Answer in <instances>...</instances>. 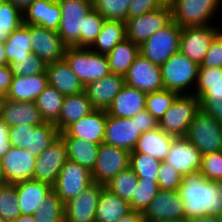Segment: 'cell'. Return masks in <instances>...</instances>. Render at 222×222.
Returning <instances> with one entry per match:
<instances>
[{
  "instance_id": "3",
  "label": "cell",
  "mask_w": 222,
  "mask_h": 222,
  "mask_svg": "<svg viewBox=\"0 0 222 222\" xmlns=\"http://www.w3.org/2000/svg\"><path fill=\"white\" fill-rule=\"evenodd\" d=\"M199 66L180 51L174 53L160 66L164 89L179 95L192 94L197 84Z\"/></svg>"
},
{
  "instance_id": "4",
  "label": "cell",
  "mask_w": 222,
  "mask_h": 222,
  "mask_svg": "<svg viewBox=\"0 0 222 222\" xmlns=\"http://www.w3.org/2000/svg\"><path fill=\"white\" fill-rule=\"evenodd\" d=\"M84 87L109 75L107 56L85 47H67L63 58Z\"/></svg>"
},
{
  "instance_id": "28",
  "label": "cell",
  "mask_w": 222,
  "mask_h": 222,
  "mask_svg": "<svg viewBox=\"0 0 222 222\" xmlns=\"http://www.w3.org/2000/svg\"><path fill=\"white\" fill-rule=\"evenodd\" d=\"M14 185L21 215H34L40 202L53 190L51 185L34 179L18 182Z\"/></svg>"
},
{
  "instance_id": "11",
  "label": "cell",
  "mask_w": 222,
  "mask_h": 222,
  "mask_svg": "<svg viewBox=\"0 0 222 222\" xmlns=\"http://www.w3.org/2000/svg\"><path fill=\"white\" fill-rule=\"evenodd\" d=\"M220 28V29H219ZM221 31L216 25L183 27L180 35V52L200 65L214 37Z\"/></svg>"
},
{
  "instance_id": "19",
  "label": "cell",
  "mask_w": 222,
  "mask_h": 222,
  "mask_svg": "<svg viewBox=\"0 0 222 222\" xmlns=\"http://www.w3.org/2000/svg\"><path fill=\"white\" fill-rule=\"evenodd\" d=\"M136 120L118 118L107 114L103 143L132 152L141 136Z\"/></svg>"
},
{
  "instance_id": "27",
  "label": "cell",
  "mask_w": 222,
  "mask_h": 222,
  "mask_svg": "<svg viewBox=\"0 0 222 222\" xmlns=\"http://www.w3.org/2000/svg\"><path fill=\"white\" fill-rule=\"evenodd\" d=\"M46 73L48 85L54 87L64 96H70L84 91V85L64 59L48 63Z\"/></svg>"
},
{
  "instance_id": "39",
  "label": "cell",
  "mask_w": 222,
  "mask_h": 222,
  "mask_svg": "<svg viewBox=\"0 0 222 222\" xmlns=\"http://www.w3.org/2000/svg\"><path fill=\"white\" fill-rule=\"evenodd\" d=\"M23 11L7 0H0V42L23 25Z\"/></svg>"
},
{
  "instance_id": "33",
  "label": "cell",
  "mask_w": 222,
  "mask_h": 222,
  "mask_svg": "<svg viewBox=\"0 0 222 222\" xmlns=\"http://www.w3.org/2000/svg\"><path fill=\"white\" fill-rule=\"evenodd\" d=\"M67 147V158L92 171L100 144L74 137H62Z\"/></svg>"
},
{
  "instance_id": "60",
  "label": "cell",
  "mask_w": 222,
  "mask_h": 222,
  "mask_svg": "<svg viewBox=\"0 0 222 222\" xmlns=\"http://www.w3.org/2000/svg\"><path fill=\"white\" fill-rule=\"evenodd\" d=\"M184 222H222V217H213V216H202V217H194L187 220H184Z\"/></svg>"
},
{
  "instance_id": "40",
  "label": "cell",
  "mask_w": 222,
  "mask_h": 222,
  "mask_svg": "<svg viewBox=\"0 0 222 222\" xmlns=\"http://www.w3.org/2000/svg\"><path fill=\"white\" fill-rule=\"evenodd\" d=\"M138 186V177L135 172L127 167L112 178L105 187L121 199L130 201Z\"/></svg>"
},
{
  "instance_id": "58",
  "label": "cell",
  "mask_w": 222,
  "mask_h": 222,
  "mask_svg": "<svg viewBox=\"0 0 222 222\" xmlns=\"http://www.w3.org/2000/svg\"><path fill=\"white\" fill-rule=\"evenodd\" d=\"M10 148L9 127L0 118V159L9 152Z\"/></svg>"
},
{
  "instance_id": "56",
  "label": "cell",
  "mask_w": 222,
  "mask_h": 222,
  "mask_svg": "<svg viewBox=\"0 0 222 222\" xmlns=\"http://www.w3.org/2000/svg\"><path fill=\"white\" fill-rule=\"evenodd\" d=\"M192 94H194L198 99L201 96H221L222 83L196 84L195 90Z\"/></svg>"
},
{
  "instance_id": "59",
  "label": "cell",
  "mask_w": 222,
  "mask_h": 222,
  "mask_svg": "<svg viewBox=\"0 0 222 222\" xmlns=\"http://www.w3.org/2000/svg\"><path fill=\"white\" fill-rule=\"evenodd\" d=\"M117 222H146L142 212L131 210Z\"/></svg>"
},
{
  "instance_id": "29",
  "label": "cell",
  "mask_w": 222,
  "mask_h": 222,
  "mask_svg": "<svg viewBox=\"0 0 222 222\" xmlns=\"http://www.w3.org/2000/svg\"><path fill=\"white\" fill-rule=\"evenodd\" d=\"M93 110L95 109L85 91L65 96L59 118L54 122V125L59 132H63L69 125L87 116Z\"/></svg>"
},
{
  "instance_id": "12",
  "label": "cell",
  "mask_w": 222,
  "mask_h": 222,
  "mask_svg": "<svg viewBox=\"0 0 222 222\" xmlns=\"http://www.w3.org/2000/svg\"><path fill=\"white\" fill-rule=\"evenodd\" d=\"M67 160V147L59 135L49 147L36 157L33 179L53 187Z\"/></svg>"
},
{
  "instance_id": "41",
  "label": "cell",
  "mask_w": 222,
  "mask_h": 222,
  "mask_svg": "<svg viewBox=\"0 0 222 222\" xmlns=\"http://www.w3.org/2000/svg\"><path fill=\"white\" fill-rule=\"evenodd\" d=\"M161 162L143 153H130L129 167L135 172L138 178L158 182V172Z\"/></svg>"
},
{
  "instance_id": "51",
  "label": "cell",
  "mask_w": 222,
  "mask_h": 222,
  "mask_svg": "<svg viewBox=\"0 0 222 222\" xmlns=\"http://www.w3.org/2000/svg\"><path fill=\"white\" fill-rule=\"evenodd\" d=\"M200 109L215 121L222 124V95L201 96L199 98Z\"/></svg>"
},
{
  "instance_id": "1",
  "label": "cell",
  "mask_w": 222,
  "mask_h": 222,
  "mask_svg": "<svg viewBox=\"0 0 222 222\" xmlns=\"http://www.w3.org/2000/svg\"><path fill=\"white\" fill-rule=\"evenodd\" d=\"M178 193L184 203V220L222 217V183L206 180L200 173L183 177Z\"/></svg>"
},
{
  "instance_id": "10",
  "label": "cell",
  "mask_w": 222,
  "mask_h": 222,
  "mask_svg": "<svg viewBox=\"0 0 222 222\" xmlns=\"http://www.w3.org/2000/svg\"><path fill=\"white\" fill-rule=\"evenodd\" d=\"M172 22L171 8L162 7L155 11L126 19V36L136 45L144 43L154 32Z\"/></svg>"
},
{
  "instance_id": "26",
  "label": "cell",
  "mask_w": 222,
  "mask_h": 222,
  "mask_svg": "<svg viewBox=\"0 0 222 222\" xmlns=\"http://www.w3.org/2000/svg\"><path fill=\"white\" fill-rule=\"evenodd\" d=\"M47 86V73L32 76L13 75L5 98L18 102L35 101Z\"/></svg>"
},
{
  "instance_id": "42",
  "label": "cell",
  "mask_w": 222,
  "mask_h": 222,
  "mask_svg": "<svg viewBox=\"0 0 222 222\" xmlns=\"http://www.w3.org/2000/svg\"><path fill=\"white\" fill-rule=\"evenodd\" d=\"M158 182H152L151 180L138 178V186L135 189L129 206L131 210L144 212L150 205L153 198L159 192Z\"/></svg>"
},
{
  "instance_id": "63",
  "label": "cell",
  "mask_w": 222,
  "mask_h": 222,
  "mask_svg": "<svg viewBox=\"0 0 222 222\" xmlns=\"http://www.w3.org/2000/svg\"><path fill=\"white\" fill-rule=\"evenodd\" d=\"M13 222H35L33 215H20Z\"/></svg>"
},
{
  "instance_id": "48",
  "label": "cell",
  "mask_w": 222,
  "mask_h": 222,
  "mask_svg": "<svg viewBox=\"0 0 222 222\" xmlns=\"http://www.w3.org/2000/svg\"><path fill=\"white\" fill-rule=\"evenodd\" d=\"M183 176L166 162L162 161L158 172V186L160 190L178 191Z\"/></svg>"
},
{
  "instance_id": "13",
  "label": "cell",
  "mask_w": 222,
  "mask_h": 222,
  "mask_svg": "<svg viewBox=\"0 0 222 222\" xmlns=\"http://www.w3.org/2000/svg\"><path fill=\"white\" fill-rule=\"evenodd\" d=\"M130 152L106 143L100 144L98 157L93 168L94 183L106 185L112 178L129 167Z\"/></svg>"
},
{
  "instance_id": "21",
  "label": "cell",
  "mask_w": 222,
  "mask_h": 222,
  "mask_svg": "<svg viewBox=\"0 0 222 222\" xmlns=\"http://www.w3.org/2000/svg\"><path fill=\"white\" fill-rule=\"evenodd\" d=\"M106 122V110L95 109L87 116L69 125L63 132H60V136L74 137L96 144H102Z\"/></svg>"
},
{
  "instance_id": "20",
  "label": "cell",
  "mask_w": 222,
  "mask_h": 222,
  "mask_svg": "<svg viewBox=\"0 0 222 222\" xmlns=\"http://www.w3.org/2000/svg\"><path fill=\"white\" fill-rule=\"evenodd\" d=\"M0 162L7 184L33 179L36 157L26 149L11 146Z\"/></svg>"
},
{
  "instance_id": "7",
  "label": "cell",
  "mask_w": 222,
  "mask_h": 222,
  "mask_svg": "<svg viewBox=\"0 0 222 222\" xmlns=\"http://www.w3.org/2000/svg\"><path fill=\"white\" fill-rule=\"evenodd\" d=\"M185 137L202 155L222 151V124L201 109L190 123Z\"/></svg>"
},
{
  "instance_id": "61",
  "label": "cell",
  "mask_w": 222,
  "mask_h": 222,
  "mask_svg": "<svg viewBox=\"0 0 222 222\" xmlns=\"http://www.w3.org/2000/svg\"><path fill=\"white\" fill-rule=\"evenodd\" d=\"M18 7L20 10H25L30 4H32L35 0H7Z\"/></svg>"
},
{
  "instance_id": "16",
  "label": "cell",
  "mask_w": 222,
  "mask_h": 222,
  "mask_svg": "<svg viewBox=\"0 0 222 222\" xmlns=\"http://www.w3.org/2000/svg\"><path fill=\"white\" fill-rule=\"evenodd\" d=\"M201 161L202 154L186 137L173 138L164 160L183 177L199 173Z\"/></svg>"
},
{
  "instance_id": "67",
  "label": "cell",
  "mask_w": 222,
  "mask_h": 222,
  "mask_svg": "<svg viewBox=\"0 0 222 222\" xmlns=\"http://www.w3.org/2000/svg\"><path fill=\"white\" fill-rule=\"evenodd\" d=\"M0 222H13V221H9V220H7V219H4V218H1V217H0Z\"/></svg>"
},
{
  "instance_id": "24",
  "label": "cell",
  "mask_w": 222,
  "mask_h": 222,
  "mask_svg": "<svg viewBox=\"0 0 222 222\" xmlns=\"http://www.w3.org/2000/svg\"><path fill=\"white\" fill-rule=\"evenodd\" d=\"M61 9L57 0H35L23 10L24 25H37L57 31Z\"/></svg>"
},
{
  "instance_id": "68",
  "label": "cell",
  "mask_w": 222,
  "mask_h": 222,
  "mask_svg": "<svg viewBox=\"0 0 222 222\" xmlns=\"http://www.w3.org/2000/svg\"><path fill=\"white\" fill-rule=\"evenodd\" d=\"M165 222H174V221H165ZM175 222H183V221H175Z\"/></svg>"
},
{
  "instance_id": "2",
  "label": "cell",
  "mask_w": 222,
  "mask_h": 222,
  "mask_svg": "<svg viewBox=\"0 0 222 222\" xmlns=\"http://www.w3.org/2000/svg\"><path fill=\"white\" fill-rule=\"evenodd\" d=\"M61 22L57 30L67 47H84V20L93 8L92 0H57Z\"/></svg>"
},
{
  "instance_id": "44",
  "label": "cell",
  "mask_w": 222,
  "mask_h": 222,
  "mask_svg": "<svg viewBox=\"0 0 222 222\" xmlns=\"http://www.w3.org/2000/svg\"><path fill=\"white\" fill-rule=\"evenodd\" d=\"M131 0H92L95 9L105 20L126 21Z\"/></svg>"
},
{
  "instance_id": "5",
  "label": "cell",
  "mask_w": 222,
  "mask_h": 222,
  "mask_svg": "<svg viewBox=\"0 0 222 222\" xmlns=\"http://www.w3.org/2000/svg\"><path fill=\"white\" fill-rule=\"evenodd\" d=\"M199 110L200 102L194 94L178 95L159 121V128L173 137H185Z\"/></svg>"
},
{
  "instance_id": "32",
  "label": "cell",
  "mask_w": 222,
  "mask_h": 222,
  "mask_svg": "<svg viewBox=\"0 0 222 222\" xmlns=\"http://www.w3.org/2000/svg\"><path fill=\"white\" fill-rule=\"evenodd\" d=\"M126 38V25L124 21L105 20L96 41L90 49L96 53L107 55L118 43Z\"/></svg>"
},
{
  "instance_id": "30",
  "label": "cell",
  "mask_w": 222,
  "mask_h": 222,
  "mask_svg": "<svg viewBox=\"0 0 222 222\" xmlns=\"http://www.w3.org/2000/svg\"><path fill=\"white\" fill-rule=\"evenodd\" d=\"M173 136L165 133L161 128L141 134L131 153L147 154L160 162L164 161L169 152Z\"/></svg>"
},
{
  "instance_id": "35",
  "label": "cell",
  "mask_w": 222,
  "mask_h": 222,
  "mask_svg": "<svg viewBox=\"0 0 222 222\" xmlns=\"http://www.w3.org/2000/svg\"><path fill=\"white\" fill-rule=\"evenodd\" d=\"M139 54V45L126 38L106 55L110 72L125 76Z\"/></svg>"
},
{
  "instance_id": "45",
  "label": "cell",
  "mask_w": 222,
  "mask_h": 222,
  "mask_svg": "<svg viewBox=\"0 0 222 222\" xmlns=\"http://www.w3.org/2000/svg\"><path fill=\"white\" fill-rule=\"evenodd\" d=\"M21 215L14 184L0 186V217L14 221Z\"/></svg>"
},
{
  "instance_id": "34",
  "label": "cell",
  "mask_w": 222,
  "mask_h": 222,
  "mask_svg": "<svg viewBox=\"0 0 222 222\" xmlns=\"http://www.w3.org/2000/svg\"><path fill=\"white\" fill-rule=\"evenodd\" d=\"M31 44V25L23 24L4 43L7 62H20V59L30 57L33 53Z\"/></svg>"
},
{
  "instance_id": "62",
  "label": "cell",
  "mask_w": 222,
  "mask_h": 222,
  "mask_svg": "<svg viewBox=\"0 0 222 222\" xmlns=\"http://www.w3.org/2000/svg\"><path fill=\"white\" fill-rule=\"evenodd\" d=\"M0 65H9L6 58L5 45L2 42H0Z\"/></svg>"
},
{
  "instance_id": "6",
  "label": "cell",
  "mask_w": 222,
  "mask_h": 222,
  "mask_svg": "<svg viewBox=\"0 0 222 222\" xmlns=\"http://www.w3.org/2000/svg\"><path fill=\"white\" fill-rule=\"evenodd\" d=\"M181 31L182 28L172 21L142 43L139 46V53L152 63L161 66L180 50Z\"/></svg>"
},
{
  "instance_id": "52",
  "label": "cell",
  "mask_w": 222,
  "mask_h": 222,
  "mask_svg": "<svg viewBox=\"0 0 222 222\" xmlns=\"http://www.w3.org/2000/svg\"><path fill=\"white\" fill-rule=\"evenodd\" d=\"M36 126L20 125L9 128V140L11 146L29 149L30 130Z\"/></svg>"
},
{
  "instance_id": "50",
  "label": "cell",
  "mask_w": 222,
  "mask_h": 222,
  "mask_svg": "<svg viewBox=\"0 0 222 222\" xmlns=\"http://www.w3.org/2000/svg\"><path fill=\"white\" fill-rule=\"evenodd\" d=\"M199 67H222V30L212 40Z\"/></svg>"
},
{
  "instance_id": "47",
  "label": "cell",
  "mask_w": 222,
  "mask_h": 222,
  "mask_svg": "<svg viewBox=\"0 0 222 222\" xmlns=\"http://www.w3.org/2000/svg\"><path fill=\"white\" fill-rule=\"evenodd\" d=\"M47 64L34 53L30 57L20 59V62H10L9 67L13 75L32 76L34 74L46 73Z\"/></svg>"
},
{
  "instance_id": "18",
  "label": "cell",
  "mask_w": 222,
  "mask_h": 222,
  "mask_svg": "<svg viewBox=\"0 0 222 222\" xmlns=\"http://www.w3.org/2000/svg\"><path fill=\"white\" fill-rule=\"evenodd\" d=\"M31 46L33 53L46 64L63 60L67 46L57 31L31 25Z\"/></svg>"
},
{
  "instance_id": "23",
  "label": "cell",
  "mask_w": 222,
  "mask_h": 222,
  "mask_svg": "<svg viewBox=\"0 0 222 222\" xmlns=\"http://www.w3.org/2000/svg\"><path fill=\"white\" fill-rule=\"evenodd\" d=\"M0 118L9 128L20 125L38 126L44 122L34 101L18 102L7 98L3 100Z\"/></svg>"
},
{
  "instance_id": "38",
  "label": "cell",
  "mask_w": 222,
  "mask_h": 222,
  "mask_svg": "<svg viewBox=\"0 0 222 222\" xmlns=\"http://www.w3.org/2000/svg\"><path fill=\"white\" fill-rule=\"evenodd\" d=\"M60 135L59 130L52 122H43L30 130L29 151L34 157L39 156Z\"/></svg>"
},
{
  "instance_id": "22",
  "label": "cell",
  "mask_w": 222,
  "mask_h": 222,
  "mask_svg": "<svg viewBox=\"0 0 222 222\" xmlns=\"http://www.w3.org/2000/svg\"><path fill=\"white\" fill-rule=\"evenodd\" d=\"M124 85V76L110 73L100 80L87 84L84 91L94 109L107 110Z\"/></svg>"
},
{
  "instance_id": "49",
  "label": "cell",
  "mask_w": 222,
  "mask_h": 222,
  "mask_svg": "<svg viewBox=\"0 0 222 222\" xmlns=\"http://www.w3.org/2000/svg\"><path fill=\"white\" fill-rule=\"evenodd\" d=\"M105 19L95 10L85 16L84 20V47L90 48L96 41Z\"/></svg>"
},
{
  "instance_id": "36",
  "label": "cell",
  "mask_w": 222,
  "mask_h": 222,
  "mask_svg": "<svg viewBox=\"0 0 222 222\" xmlns=\"http://www.w3.org/2000/svg\"><path fill=\"white\" fill-rule=\"evenodd\" d=\"M65 96L48 85L34 101L44 122L54 123L60 115Z\"/></svg>"
},
{
  "instance_id": "17",
  "label": "cell",
  "mask_w": 222,
  "mask_h": 222,
  "mask_svg": "<svg viewBox=\"0 0 222 222\" xmlns=\"http://www.w3.org/2000/svg\"><path fill=\"white\" fill-rule=\"evenodd\" d=\"M105 185L92 183L65 204V222H95V213Z\"/></svg>"
},
{
  "instance_id": "31",
  "label": "cell",
  "mask_w": 222,
  "mask_h": 222,
  "mask_svg": "<svg viewBox=\"0 0 222 222\" xmlns=\"http://www.w3.org/2000/svg\"><path fill=\"white\" fill-rule=\"evenodd\" d=\"M130 211L128 201L104 187L96 209L95 222H117Z\"/></svg>"
},
{
  "instance_id": "54",
  "label": "cell",
  "mask_w": 222,
  "mask_h": 222,
  "mask_svg": "<svg viewBox=\"0 0 222 222\" xmlns=\"http://www.w3.org/2000/svg\"><path fill=\"white\" fill-rule=\"evenodd\" d=\"M222 83V67H199L197 84Z\"/></svg>"
},
{
  "instance_id": "57",
  "label": "cell",
  "mask_w": 222,
  "mask_h": 222,
  "mask_svg": "<svg viewBox=\"0 0 222 222\" xmlns=\"http://www.w3.org/2000/svg\"><path fill=\"white\" fill-rule=\"evenodd\" d=\"M13 73L9 65H0V95L7 94L12 83Z\"/></svg>"
},
{
  "instance_id": "14",
  "label": "cell",
  "mask_w": 222,
  "mask_h": 222,
  "mask_svg": "<svg viewBox=\"0 0 222 222\" xmlns=\"http://www.w3.org/2000/svg\"><path fill=\"white\" fill-rule=\"evenodd\" d=\"M125 84L145 93L164 89L159 65L139 54L124 76Z\"/></svg>"
},
{
  "instance_id": "64",
  "label": "cell",
  "mask_w": 222,
  "mask_h": 222,
  "mask_svg": "<svg viewBox=\"0 0 222 222\" xmlns=\"http://www.w3.org/2000/svg\"><path fill=\"white\" fill-rule=\"evenodd\" d=\"M177 0H160V3L163 7L171 8Z\"/></svg>"
},
{
  "instance_id": "66",
  "label": "cell",
  "mask_w": 222,
  "mask_h": 222,
  "mask_svg": "<svg viewBox=\"0 0 222 222\" xmlns=\"http://www.w3.org/2000/svg\"><path fill=\"white\" fill-rule=\"evenodd\" d=\"M4 98H5L4 96L0 95V115H1V107H2Z\"/></svg>"
},
{
  "instance_id": "25",
  "label": "cell",
  "mask_w": 222,
  "mask_h": 222,
  "mask_svg": "<svg viewBox=\"0 0 222 222\" xmlns=\"http://www.w3.org/2000/svg\"><path fill=\"white\" fill-rule=\"evenodd\" d=\"M147 93L124 85L115 96L107 114L118 118H133L137 113L145 110Z\"/></svg>"
},
{
  "instance_id": "46",
  "label": "cell",
  "mask_w": 222,
  "mask_h": 222,
  "mask_svg": "<svg viewBox=\"0 0 222 222\" xmlns=\"http://www.w3.org/2000/svg\"><path fill=\"white\" fill-rule=\"evenodd\" d=\"M199 173L206 180L222 183V151L202 155Z\"/></svg>"
},
{
  "instance_id": "8",
  "label": "cell",
  "mask_w": 222,
  "mask_h": 222,
  "mask_svg": "<svg viewBox=\"0 0 222 222\" xmlns=\"http://www.w3.org/2000/svg\"><path fill=\"white\" fill-rule=\"evenodd\" d=\"M222 0H177L171 7L172 21L181 28L188 26L213 25Z\"/></svg>"
},
{
  "instance_id": "55",
  "label": "cell",
  "mask_w": 222,
  "mask_h": 222,
  "mask_svg": "<svg viewBox=\"0 0 222 222\" xmlns=\"http://www.w3.org/2000/svg\"><path fill=\"white\" fill-rule=\"evenodd\" d=\"M132 120H136V125L141 133L157 129L159 122L145 109L137 113Z\"/></svg>"
},
{
  "instance_id": "65",
  "label": "cell",
  "mask_w": 222,
  "mask_h": 222,
  "mask_svg": "<svg viewBox=\"0 0 222 222\" xmlns=\"http://www.w3.org/2000/svg\"><path fill=\"white\" fill-rule=\"evenodd\" d=\"M7 184L6 182V178L3 172V168L1 166V162H0V186Z\"/></svg>"
},
{
  "instance_id": "9",
  "label": "cell",
  "mask_w": 222,
  "mask_h": 222,
  "mask_svg": "<svg viewBox=\"0 0 222 222\" xmlns=\"http://www.w3.org/2000/svg\"><path fill=\"white\" fill-rule=\"evenodd\" d=\"M93 182L92 172L76 162L67 160L53 190L64 204L80 195Z\"/></svg>"
},
{
  "instance_id": "53",
  "label": "cell",
  "mask_w": 222,
  "mask_h": 222,
  "mask_svg": "<svg viewBox=\"0 0 222 222\" xmlns=\"http://www.w3.org/2000/svg\"><path fill=\"white\" fill-rule=\"evenodd\" d=\"M162 7L160 0H131L127 10V19L141 16Z\"/></svg>"
},
{
  "instance_id": "15",
  "label": "cell",
  "mask_w": 222,
  "mask_h": 222,
  "mask_svg": "<svg viewBox=\"0 0 222 222\" xmlns=\"http://www.w3.org/2000/svg\"><path fill=\"white\" fill-rule=\"evenodd\" d=\"M143 216L146 222H184L183 200L178 191L159 190Z\"/></svg>"
},
{
  "instance_id": "43",
  "label": "cell",
  "mask_w": 222,
  "mask_h": 222,
  "mask_svg": "<svg viewBox=\"0 0 222 222\" xmlns=\"http://www.w3.org/2000/svg\"><path fill=\"white\" fill-rule=\"evenodd\" d=\"M178 95L166 89L147 93L145 109L159 122Z\"/></svg>"
},
{
  "instance_id": "37",
  "label": "cell",
  "mask_w": 222,
  "mask_h": 222,
  "mask_svg": "<svg viewBox=\"0 0 222 222\" xmlns=\"http://www.w3.org/2000/svg\"><path fill=\"white\" fill-rule=\"evenodd\" d=\"M65 204L54 190L40 202L33 215L35 222H65Z\"/></svg>"
}]
</instances>
